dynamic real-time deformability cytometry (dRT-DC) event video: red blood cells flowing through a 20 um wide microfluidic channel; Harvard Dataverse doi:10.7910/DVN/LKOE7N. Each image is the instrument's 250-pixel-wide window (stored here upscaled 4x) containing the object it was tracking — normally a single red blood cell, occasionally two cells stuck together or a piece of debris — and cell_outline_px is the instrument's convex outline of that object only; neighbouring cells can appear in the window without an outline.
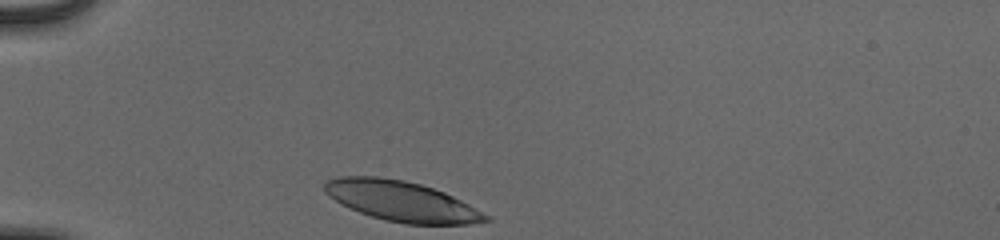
{"species": "human", "species_latin": "Homo sapiens", "temperature_condition": "cold", "stored_images_in_passage": 31, "camera_frame_rate_fps": 3000, "um_per_image_px": 0.085, "donor": {"sex": "male"}, "frame": {"image": 1, "passage_image": 1, "time_ms": 0.0, "image_size_px": [1000, 240], "cell_outline_px": [[492, 220], [468, 224], [404, 224], [384, 220], [360, 212], [328, 196], [324, 192], [324, 184], [328, 180], [340, 176], [376, 176], [404, 180], [420, 184], [444, 192], [492, 216]], "centroid_in_image_um": [34.16, 17.1], "position_along_channel_um": 50.8, "area_um2": 37.51}}
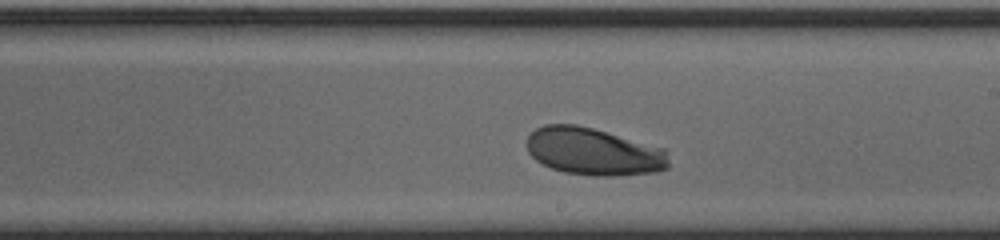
{"frame": {"image": 2, "passage_image": 18, "time_ms": 5.667, "image_size_px": [1000, 240], "cell_outline_px": [[668, 168], [652, 172], [616, 176], [592, 176], [564, 172], [552, 168], [536, 160], [528, 152], [528, 136], [536, 128], [544, 124], [576, 124], [592, 128], [664, 148], [668, 160]], "centroid_in_image_um": [50.43, 12.88], "position_along_channel_um": 238.6, "area_um2": 38.96}}
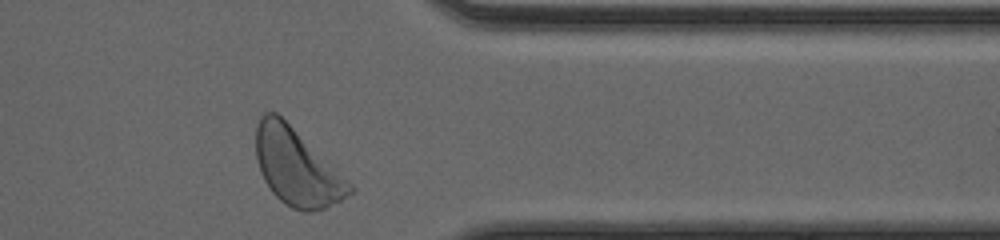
{"frame": {"image": 3, "passage_image": 30, "time_ms": 9.667, "image_size_px": [1000, 240], "cell_outline_px": [[356, 188], [352, 192], [340, 200], [324, 208], [308, 212], [304, 212], [292, 208], [280, 200], [272, 192], [264, 180], [260, 172], [256, 156], [256, 124], [260, 116], [264, 112], [276, 112], [352, 184]], "centroid_in_image_um": [25.19, 14.22], "position_along_channel_um": 386.2, "area_um2": 41.15}, "authors_computed_cell_mechanics": {"area_um2": 38.8994, "velocity_mm_per_s": 3.8277, "shape_relaxation_time_tau1_ms": 5.3984, "shape_relaxation_time_tau2_ms": null, "deformation_change_tau1": 0.2095, "deformation_change_tau2": null}}